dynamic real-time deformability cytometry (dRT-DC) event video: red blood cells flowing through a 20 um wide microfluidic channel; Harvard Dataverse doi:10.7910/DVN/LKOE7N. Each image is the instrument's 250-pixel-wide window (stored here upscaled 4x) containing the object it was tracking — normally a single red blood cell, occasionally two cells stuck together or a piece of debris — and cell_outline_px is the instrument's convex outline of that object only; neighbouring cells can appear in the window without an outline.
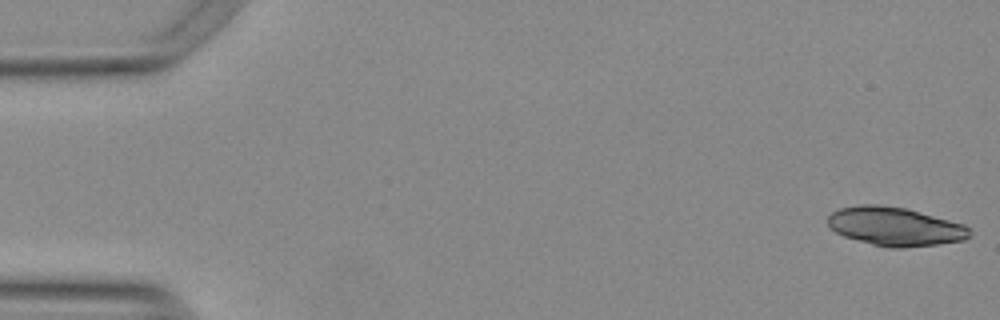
{"species": "Egyptian fruit bat (a non-hibernating species)", "species_latin": "Rousettus aegyptiacus", "temperature_condition": "warm", "stored_images_in_passage": 53, "segment_of_instrument_passage": [1, 2], "camera_frame_rate_fps": 3000, "um_per_image_px": 0.085, "animal": {"sex": "female"}, "frame": {"image": 1, "passage_image": 1, "time_ms": 0.0, "image_size_px": [1000, 320], "cell_outline_px": [[972, 236], [964, 240], [940, 244], [904, 248], [888, 248], [872, 244], [844, 236], [836, 232], [828, 224], [828, 216], [832, 212], [840, 208], [860, 204], [880, 204], [908, 208], [964, 224], [972, 228]], "centroid_in_image_um": [76.14, 19.25], "position_along_channel_um": 8.9, "area_um2": 32.37}}